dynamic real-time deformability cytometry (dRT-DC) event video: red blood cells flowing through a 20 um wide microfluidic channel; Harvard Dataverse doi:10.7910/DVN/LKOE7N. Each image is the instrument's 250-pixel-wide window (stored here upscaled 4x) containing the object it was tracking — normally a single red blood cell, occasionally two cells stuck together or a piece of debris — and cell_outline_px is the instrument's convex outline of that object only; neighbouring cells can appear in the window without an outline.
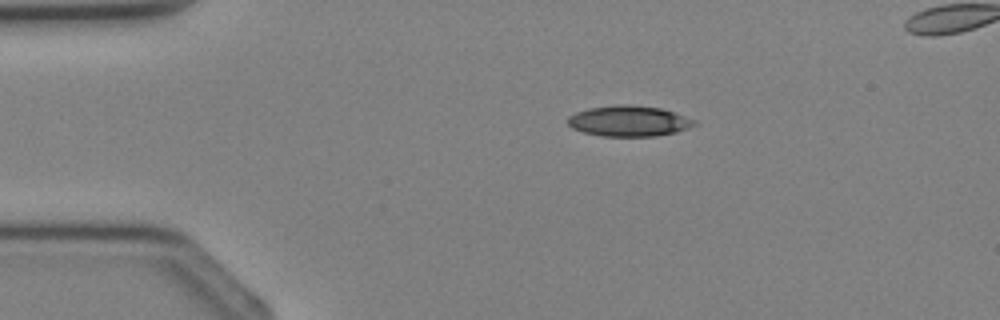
{"species": "Egyptian fruit bat (a non-hibernating species)", "species_latin": "Rousettus aegyptiacus", "temperature_condition": "cold", "stored_images_in_passage": 3, "camera_frame_rate_fps": 3000, "um_per_image_px": 0.085, "animal": {"sex": "female"}, "frame": {"image": 1, "passage_image": 1, "time_ms": 0.0, "image_size_px": [1000, 320], "cell_outline_px": [[696, 124], [676, 132], [656, 136], [604, 136], [584, 132], [572, 128], [568, 124], [568, 116], [576, 112], [588, 108], [616, 104], [628, 104], [660, 108], [696, 120]], "centroid_in_image_um": [53.42, 10.28], "position_along_channel_um": 31.6, "area_um2": 22.48}}
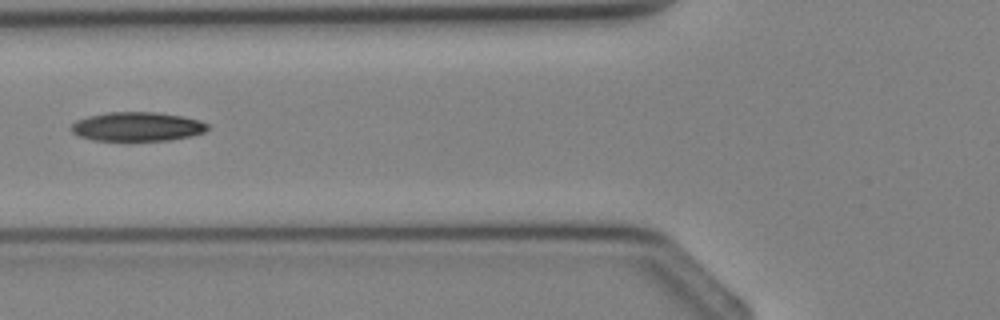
{"frame": {"image": 2, "passage_image": 3, "time_ms": 2.333, "image_size_px": [1000, 320], "cell_outline_px": [[208, 128], [204, 132], [192, 136], [168, 140], [96, 140], [80, 136], [72, 132], [72, 124], [76, 120], [88, 116], [108, 112], [156, 112], [180, 116], [200, 120], [208, 124]], "centroid_in_image_um": [11.68, 10.75], "position_along_channel_um": 114.1, "area_um2": 22.89}}